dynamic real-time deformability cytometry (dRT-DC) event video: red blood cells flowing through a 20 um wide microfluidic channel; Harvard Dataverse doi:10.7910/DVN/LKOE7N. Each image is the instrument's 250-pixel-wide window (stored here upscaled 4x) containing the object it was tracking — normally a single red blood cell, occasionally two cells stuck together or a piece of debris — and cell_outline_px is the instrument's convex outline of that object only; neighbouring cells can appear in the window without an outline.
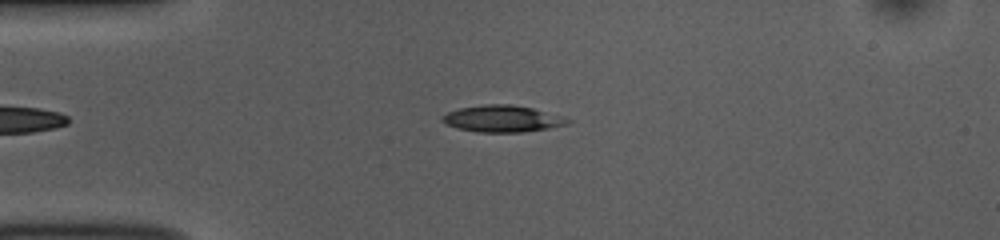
{"species": "common noctule bat (a hibernating species)", "species_latin": "Nyctalus noctula", "temperature_condition": "room temperature", "stored_images_in_passage": 42, "camera_frame_rate_fps": 3000, "um_per_image_px": 0.085, "animal": {"sex": "female", "body_mass_g": 10.0, "forearm_length_mm": 53.1}, "frame": {"image": 1, "passage_image": 3, "time_ms": 0.667, "image_size_px": [1000, 240], "cell_outline_px": [[572, 120], [568, 124], [548, 128], [524, 132], [476, 132], [456, 128], [444, 124], [440, 120], [440, 116], [448, 112], [460, 108], [484, 104], [512, 104], [532, 108], [560, 116]], "centroid_in_image_um": [42.63, 10.09], "position_along_channel_um": 42.4, "area_um2": 19.54}}
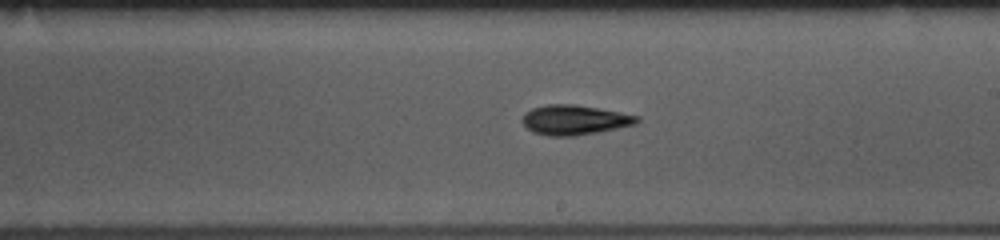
{"frame": {"image": 2, "passage_image": 20, "time_ms": 6.333, "image_size_px": [1000, 240], "cell_outline_px": [[640, 120], [636, 124], [600, 132], [576, 136], [548, 136], [532, 132], [520, 120], [524, 112], [532, 108], [548, 104], [576, 104], [640, 116]], "centroid_in_image_um": [48.82, 10.2], "position_along_channel_um": 240.2, "area_um2": 20.11}}
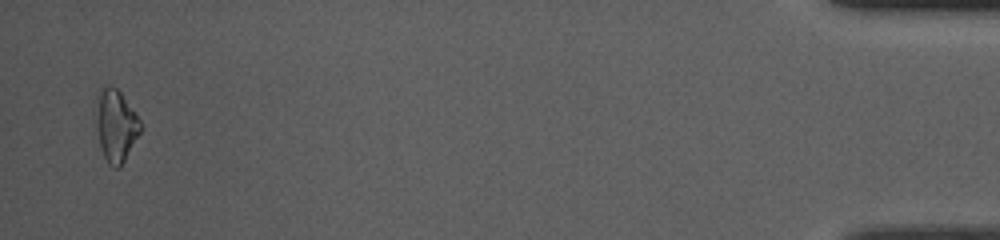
{"frame": {"image": 3, "passage_image": 41, "time_ms": 13.333, "image_size_px": [1000, 240], "cell_outline_px": [[140, 132], [120, 168], [116, 168], [108, 164], [100, 148], [100, 88], [108, 84], [116, 88], [120, 92], [140, 120]], "centroid_in_image_um": [9.92, 10.72], "position_along_channel_um": 425.3, "area_um2": 17.28}, "authors_computed_cell_mechanics": {"area_um2": 18.6405, "velocity_mm_per_s": 3.861, "shape_relaxation_time_tau1_ms": 2.3774, "shape_relaxation_time_tau2_ms": null, "deformation_change_tau1": 0.1223, "deformation_change_tau2": null}}